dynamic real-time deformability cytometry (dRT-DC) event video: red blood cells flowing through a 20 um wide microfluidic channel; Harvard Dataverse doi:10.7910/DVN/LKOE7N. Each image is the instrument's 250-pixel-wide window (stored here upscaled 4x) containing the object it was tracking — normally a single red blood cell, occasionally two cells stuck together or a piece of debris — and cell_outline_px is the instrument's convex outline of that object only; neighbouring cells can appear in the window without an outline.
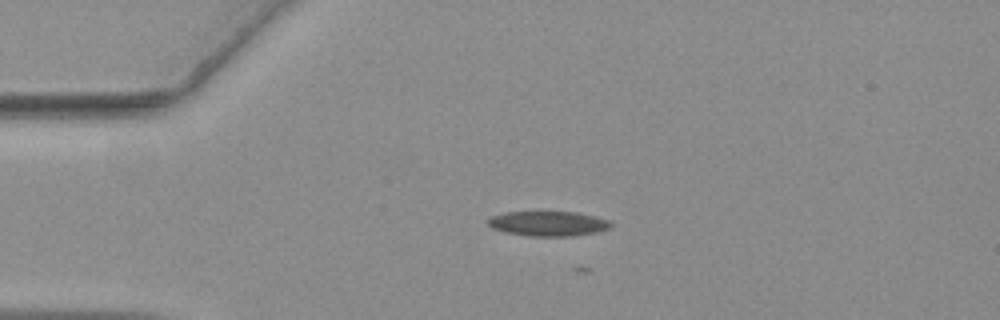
{"species": "common noctule bat (a hibernating species)", "species_latin": "Nyctalus noctula", "temperature_condition": "warm", "stored_images_in_passage": 46, "camera_frame_rate_fps": 3000, "um_per_image_px": 0.085, "animal": {"sex": "female", "body_mass_g": 19.3, "forearm_length_mm": 54.1}, "frame": {"image": 1, "passage_image": 1, "time_ms": 0.0, "image_size_px": [1000, 320], "cell_outline_px": [[612, 228], [596, 232], [572, 236], [528, 236], [504, 232], [492, 228], [488, 224], [488, 220], [492, 216], [508, 212], [576, 212], [596, 216], [608, 220], [612, 224]], "centroid_in_image_um": [46.62, 19.01], "position_along_channel_um": 38.4, "area_um2": 17.8}}
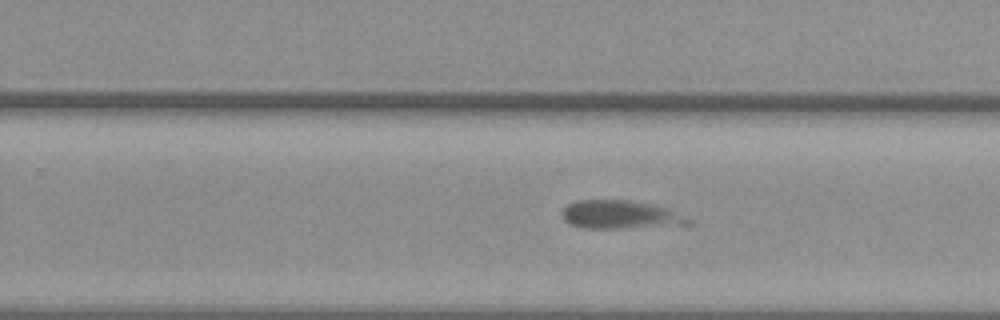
{"frame": {"image": 2, "passage_image": 24, "time_ms": 7.667, "image_size_px": [1000, 320], "cell_outline_px": [[696, 224], [688, 228], [584, 228], [568, 224], [564, 220], [560, 212], [568, 204], [576, 200], [628, 200], [652, 204], [668, 208], [692, 220]], "centroid_in_image_um": [52.89, 18.29], "position_along_channel_um": 276.9, "area_um2": 21.96}}
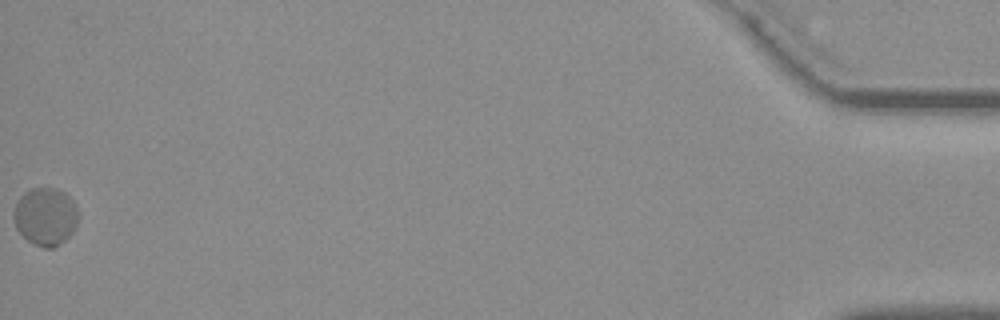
{"frame": {"image": 3, "passage_image": 46, "time_ms": 15.0, "image_size_px": [1000, 320], "cell_outline_px": [[76, 224], [72, 232], [56, 248], [44, 248], [28, 240], [16, 228], [12, 216], [16, 204], [20, 196], [24, 192], [32, 188], [56, 188], [64, 192], [76, 204]], "centroid_in_image_um": [3.84, 18.39], "position_along_channel_um": 431.4, "area_um2": 21.56}}